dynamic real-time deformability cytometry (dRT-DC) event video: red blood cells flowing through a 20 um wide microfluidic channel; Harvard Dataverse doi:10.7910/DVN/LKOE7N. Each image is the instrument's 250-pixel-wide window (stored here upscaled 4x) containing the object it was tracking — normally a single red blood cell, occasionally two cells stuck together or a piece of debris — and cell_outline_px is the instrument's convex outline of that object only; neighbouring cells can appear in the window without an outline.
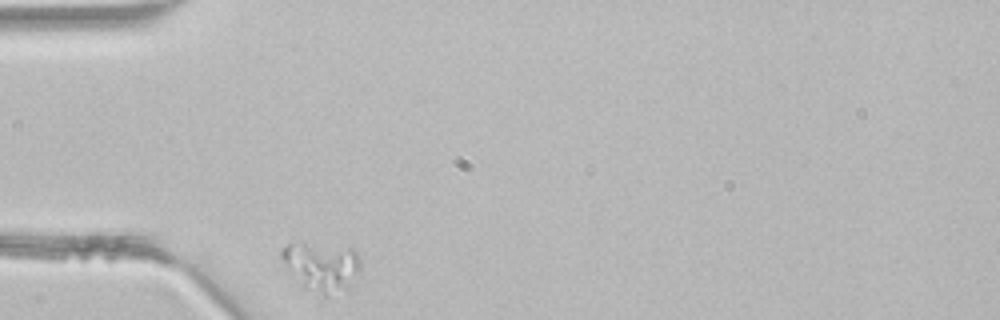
{"species": "common noctule bat (a hibernating species)", "species_latin": "Nyctalus noctula", "temperature_condition": "room temperature", "stored_images_in_passage": 1, "camera_frame_rate_fps": 3000, "um_per_image_px": 0.085, "animal": {"sex": "male", "body_mass_g": 21.5, "forearm_length_mm": 52.0}, "frame": {"image": 1, "passage_image": 1, "time_ms": 0.0, "image_size_px": [1000, 320], "cell_outline_px": [[360, 272], [348, 288], [328, 296], [324, 296], [304, 288], [280, 256], [280, 252], [288, 244], [300, 240], [304, 240], [352, 248], [360, 256]], "centroid_in_image_um": [27.37, 22.6], "position_along_channel_um": 57.6, "area_um2": 22.95}}